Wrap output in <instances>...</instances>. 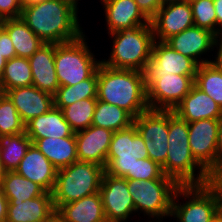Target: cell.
<instances>
[{
	"instance_id": "obj_1",
	"label": "cell",
	"mask_w": 222,
	"mask_h": 222,
	"mask_svg": "<svg viewBox=\"0 0 222 222\" xmlns=\"http://www.w3.org/2000/svg\"><path fill=\"white\" fill-rule=\"evenodd\" d=\"M78 9L67 0H44L23 7L21 18L44 43H67L84 34Z\"/></svg>"
},
{
	"instance_id": "obj_2",
	"label": "cell",
	"mask_w": 222,
	"mask_h": 222,
	"mask_svg": "<svg viewBox=\"0 0 222 222\" xmlns=\"http://www.w3.org/2000/svg\"><path fill=\"white\" fill-rule=\"evenodd\" d=\"M97 99L118 106L136 118L149 109L144 72L116 69L101 62L97 68Z\"/></svg>"
},
{
	"instance_id": "obj_3",
	"label": "cell",
	"mask_w": 222,
	"mask_h": 222,
	"mask_svg": "<svg viewBox=\"0 0 222 222\" xmlns=\"http://www.w3.org/2000/svg\"><path fill=\"white\" fill-rule=\"evenodd\" d=\"M168 144L166 162L161 166L165 176L179 186L203 185L214 180L191 153L188 122L172 110H168Z\"/></svg>"
},
{
	"instance_id": "obj_4",
	"label": "cell",
	"mask_w": 222,
	"mask_h": 222,
	"mask_svg": "<svg viewBox=\"0 0 222 222\" xmlns=\"http://www.w3.org/2000/svg\"><path fill=\"white\" fill-rule=\"evenodd\" d=\"M113 38L108 60L101 62L116 69L145 71L151 60L155 37L151 24L123 28L110 33Z\"/></svg>"
},
{
	"instance_id": "obj_5",
	"label": "cell",
	"mask_w": 222,
	"mask_h": 222,
	"mask_svg": "<svg viewBox=\"0 0 222 222\" xmlns=\"http://www.w3.org/2000/svg\"><path fill=\"white\" fill-rule=\"evenodd\" d=\"M180 197L188 201L179 203ZM219 201L220 179L203 185L179 186L173 197L170 217L178 222H219Z\"/></svg>"
},
{
	"instance_id": "obj_6",
	"label": "cell",
	"mask_w": 222,
	"mask_h": 222,
	"mask_svg": "<svg viewBox=\"0 0 222 222\" xmlns=\"http://www.w3.org/2000/svg\"><path fill=\"white\" fill-rule=\"evenodd\" d=\"M104 173V167L84 161L58 169L52 192L55 209L99 192Z\"/></svg>"
},
{
	"instance_id": "obj_7",
	"label": "cell",
	"mask_w": 222,
	"mask_h": 222,
	"mask_svg": "<svg viewBox=\"0 0 222 222\" xmlns=\"http://www.w3.org/2000/svg\"><path fill=\"white\" fill-rule=\"evenodd\" d=\"M85 34L77 40L55 44V70L60 86H72L89 78L101 63L89 49Z\"/></svg>"
},
{
	"instance_id": "obj_8",
	"label": "cell",
	"mask_w": 222,
	"mask_h": 222,
	"mask_svg": "<svg viewBox=\"0 0 222 222\" xmlns=\"http://www.w3.org/2000/svg\"><path fill=\"white\" fill-rule=\"evenodd\" d=\"M178 187L173 179L128 180L135 212L141 211L149 218H156V222H161L165 216L170 217L173 197Z\"/></svg>"
},
{
	"instance_id": "obj_9",
	"label": "cell",
	"mask_w": 222,
	"mask_h": 222,
	"mask_svg": "<svg viewBox=\"0 0 222 222\" xmlns=\"http://www.w3.org/2000/svg\"><path fill=\"white\" fill-rule=\"evenodd\" d=\"M149 158L142 136L135 124L113 132L106 157L105 173L133 180V166L138 159Z\"/></svg>"
},
{
	"instance_id": "obj_10",
	"label": "cell",
	"mask_w": 222,
	"mask_h": 222,
	"mask_svg": "<svg viewBox=\"0 0 222 222\" xmlns=\"http://www.w3.org/2000/svg\"><path fill=\"white\" fill-rule=\"evenodd\" d=\"M144 75L149 109L173 111L194 86V78L189 75Z\"/></svg>"
},
{
	"instance_id": "obj_11",
	"label": "cell",
	"mask_w": 222,
	"mask_h": 222,
	"mask_svg": "<svg viewBox=\"0 0 222 222\" xmlns=\"http://www.w3.org/2000/svg\"><path fill=\"white\" fill-rule=\"evenodd\" d=\"M137 131L146 145L149 158L162 166L168 150V110L148 109L134 118Z\"/></svg>"
},
{
	"instance_id": "obj_12",
	"label": "cell",
	"mask_w": 222,
	"mask_h": 222,
	"mask_svg": "<svg viewBox=\"0 0 222 222\" xmlns=\"http://www.w3.org/2000/svg\"><path fill=\"white\" fill-rule=\"evenodd\" d=\"M218 128V119H201L188 123L191 153L214 179H217Z\"/></svg>"
},
{
	"instance_id": "obj_13",
	"label": "cell",
	"mask_w": 222,
	"mask_h": 222,
	"mask_svg": "<svg viewBox=\"0 0 222 222\" xmlns=\"http://www.w3.org/2000/svg\"><path fill=\"white\" fill-rule=\"evenodd\" d=\"M99 192L107 222H127L135 213L127 179L104 173Z\"/></svg>"
},
{
	"instance_id": "obj_14",
	"label": "cell",
	"mask_w": 222,
	"mask_h": 222,
	"mask_svg": "<svg viewBox=\"0 0 222 222\" xmlns=\"http://www.w3.org/2000/svg\"><path fill=\"white\" fill-rule=\"evenodd\" d=\"M150 23L155 40L165 42L194 26L191 5L182 1L162 5Z\"/></svg>"
},
{
	"instance_id": "obj_15",
	"label": "cell",
	"mask_w": 222,
	"mask_h": 222,
	"mask_svg": "<svg viewBox=\"0 0 222 222\" xmlns=\"http://www.w3.org/2000/svg\"><path fill=\"white\" fill-rule=\"evenodd\" d=\"M199 64L188 56L172 49L165 42L155 40L151 60L144 74L189 75L195 79Z\"/></svg>"
},
{
	"instance_id": "obj_16",
	"label": "cell",
	"mask_w": 222,
	"mask_h": 222,
	"mask_svg": "<svg viewBox=\"0 0 222 222\" xmlns=\"http://www.w3.org/2000/svg\"><path fill=\"white\" fill-rule=\"evenodd\" d=\"M217 38L214 33L193 26L168 38L165 43L182 55L195 60L200 65L210 63V60L206 58L201 59V56L214 49Z\"/></svg>"
},
{
	"instance_id": "obj_17",
	"label": "cell",
	"mask_w": 222,
	"mask_h": 222,
	"mask_svg": "<svg viewBox=\"0 0 222 222\" xmlns=\"http://www.w3.org/2000/svg\"><path fill=\"white\" fill-rule=\"evenodd\" d=\"M113 131L91 125L75 133L78 161L106 166Z\"/></svg>"
},
{
	"instance_id": "obj_18",
	"label": "cell",
	"mask_w": 222,
	"mask_h": 222,
	"mask_svg": "<svg viewBox=\"0 0 222 222\" xmlns=\"http://www.w3.org/2000/svg\"><path fill=\"white\" fill-rule=\"evenodd\" d=\"M5 95L14 104L25 125L54 106V96L34 85L6 90Z\"/></svg>"
},
{
	"instance_id": "obj_19",
	"label": "cell",
	"mask_w": 222,
	"mask_h": 222,
	"mask_svg": "<svg viewBox=\"0 0 222 222\" xmlns=\"http://www.w3.org/2000/svg\"><path fill=\"white\" fill-rule=\"evenodd\" d=\"M58 169L32 143L15 172L53 192Z\"/></svg>"
},
{
	"instance_id": "obj_20",
	"label": "cell",
	"mask_w": 222,
	"mask_h": 222,
	"mask_svg": "<svg viewBox=\"0 0 222 222\" xmlns=\"http://www.w3.org/2000/svg\"><path fill=\"white\" fill-rule=\"evenodd\" d=\"M105 12L108 34L123 28L151 24L134 0H100Z\"/></svg>"
},
{
	"instance_id": "obj_21",
	"label": "cell",
	"mask_w": 222,
	"mask_h": 222,
	"mask_svg": "<svg viewBox=\"0 0 222 222\" xmlns=\"http://www.w3.org/2000/svg\"><path fill=\"white\" fill-rule=\"evenodd\" d=\"M55 43H44L28 58L33 84L41 91L55 95L59 85L54 63Z\"/></svg>"
},
{
	"instance_id": "obj_22",
	"label": "cell",
	"mask_w": 222,
	"mask_h": 222,
	"mask_svg": "<svg viewBox=\"0 0 222 222\" xmlns=\"http://www.w3.org/2000/svg\"><path fill=\"white\" fill-rule=\"evenodd\" d=\"M173 111L188 123L201 119H219L222 115V107L195 85Z\"/></svg>"
},
{
	"instance_id": "obj_23",
	"label": "cell",
	"mask_w": 222,
	"mask_h": 222,
	"mask_svg": "<svg viewBox=\"0 0 222 222\" xmlns=\"http://www.w3.org/2000/svg\"><path fill=\"white\" fill-rule=\"evenodd\" d=\"M56 209L53 204L52 193L26 201H8L6 222H43Z\"/></svg>"
},
{
	"instance_id": "obj_24",
	"label": "cell",
	"mask_w": 222,
	"mask_h": 222,
	"mask_svg": "<svg viewBox=\"0 0 222 222\" xmlns=\"http://www.w3.org/2000/svg\"><path fill=\"white\" fill-rule=\"evenodd\" d=\"M27 136L31 140L47 137L65 138L75 134L65 120L63 111L53 106L48 112L35 117L25 125Z\"/></svg>"
},
{
	"instance_id": "obj_25",
	"label": "cell",
	"mask_w": 222,
	"mask_h": 222,
	"mask_svg": "<svg viewBox=\"0 0 222 222\" xmlns=\"http://www.w3.org/2000/svg\"><path fill=\"white\" fill-rule=\"evenodd\" d=\"M56 212L64 222H107L100 192L65 203Z\"/></svg>"
},
{
	"instance_id": "obj_26",
	"label": "cell",
	"mask_w": 222,
	"mask_h": 222,
	"mask_svg": "<svg viewBox=\"0 0 222 222\" xmlns=\"http://www.w3.org/2000/svg\"><path fill=\"white\" fill-rule=\"evenodd\" d=\"M32 143L57 169L78 161L75 134L65 138L32 140Z\"/></svg>"
},
{
	"instance_id": "obj_27",
	"label": "cell",
	"mask_w": 222,
	"mask_h": 222,
	"mask_svg": "<svg viewBox=\"0 0 222 222\" xmlns=\"http://www.w3.org/2000/svg\"><path fill=\"white\" fill-rule=\"evenodd\" d=\"M4 29L12 40L16 57L30 58L44 44L21 17L6 19Z\"/></svg>"
},
{
	"instance_id": "obj_28",
	"label": "cell",
	"mask_w": 222,
	"mask_h": 222,
	"mask_svg": "<svg viewBox=\"0 0 222 222\" xmlns=\"http://www.w3.org/2000/svg\"><path fill=\"white\" fill-rule=\"evenodd\" d=\"M0 186L8 201H26L43 195L46 191L38 184L17 174L6 172Z\"/></svg>"
},
{
	"instance_id": "obj_29",
	"label": "cell",
	"mask_w": 222,
	"mask_h": 222,
	"mask_svg": "<svg viewBox=\"0 0 222 222\" xmlns=\"http://www.w3.org/2000/svg\"><path fill=\"white\" fill-rule=\"evenodd\" d=\"M134 124V117L126 110L97 99L92 125L113 132L128 128Z\"/></svg>"
},
{
	"instance_id": "obj_30",
	"label": "cell",
	"mask_w": 222,
	"mask_h": 222,
	"mask_svg": "<svg viewBox=\"0 0 222 222\" xmlns=\"http://www.w3.org/2000/svg\"><path fill=\"white\" fill-rule=\"evenodd\" d=\"M31 144L32 140L27 136L26 131L0 136V159L6 172L17 169Z\"/></svg>"
},
{
	"instance_id": "obj_31",
	"label": "cell",
	"mask_w": 222,
	"mask_h": 222,
	"mask_svg": "<svg viewBox=\"0 0 222 222\" xmlns=\"http://www.w3.org/2000/svg\"><path fill=\"white\" fill-rule=\"evenodd\" d=\"M89 98H97V70L75 85L59 86L54 95V106L62 110L76 101Z\"/></svg>"
},
{
	"instance_id": "obj_32",
	"label": "cell",
	"mask_w": 222,
	"mask_h": 222,
	"mask_svg": "<svg viewBox=\"0 0 222 222\" xmlns=\"http://www.w3.org/2000/svg\"><path fill=\"white\" fill-rule=\"evenodd\" d=\"M33 84L28 58L14 57L7 60L0 78V89L4 92L12 88L26 87Z\"/></svg>"
},
{
	"instance_id": "obj_33",
	"label": "cell",
	"mask_w": 222,
	"mask_h": 222,
	"mask_svg": "<svg viewBox=\"0 0 222 222\" xmlns=\"http://www.w3.org/2000/svg\"><path fill=\"white\" fill-rule=\"evenodd\" d=\"M97 98L76 101L62 109L65 120L76 133L92 125Z\"/></svg>"
},
{
	"instance_id": "obj_34",
	"label": "cell",
	"mask_w": 222,
	"mask_h": 222,
	"mask_svg": "<svg viewBox=\"0 0 222 222\" xmlns=\"http://www.w3.org/2000/svg\"><path fill=\"white\" fill-rule=\"evenodd\" d=\"M194 85L222 107V73L212 64L199 65Z\"/></svg>"
},
{
	"instance_id": "obj_35",
	"label": "cell",
	"mask_w": 222,
	"mask_h": 222,
	"mask_svg": "<svg viewBox=\"0 0 222 222\" xmlns=\"http://www.w3.org/2000/svg\"><path fill=\"white\" fill-rule=\"evenodd\" d=\"M25 132V124L10 99L5 95L0 100V136Z\"/></svg>"
},
{
	"instance_id": "obj_36",
	"label": "cell",
	"mask_w": 222,
	"mask_h": 222,
	"mask_svg": "<svg viewBox=\"0 0 222 222\" xmlns=\"http://www.w3.org/2000/svg\"><path fill=\"white\" fill-rule=\"evenodd\" d=\"M190 5L194 26L206 29L216 35V14L213 0H197Z\"/></svg>"
},
{
	"instance_id": "obj_37",
	"label": "cell",
	"mask_w": 222,
	"mask_h": 222,
	"mask_svg": "<svg viewBox=\"0 0 222 222\" xmlns=\"http://www.w3.org/2000/svg\"><path fill=\"white\" fill-rule=\"evenodd\" d=\"M134 180L172 179L164 175L162 167L150 158L138 159L133 166Z\"/></svg>"
},
{
	"instance_id": "obj_38",
	"label": "cell",
	"mask_w": 222,
	"mask_h": 222,
	"mask_svg": "<svg viewBox=\"0 0 222 222\" xmlns=\"http://www.w3.org/2000/svg\"><path fill=\"white\" fill-rule=\"evenodd\" d=\"M22 8L20 0H0V17L5 19L20 18Z\"/></svg>"
},
{
	"instance_id": "obj_39",
	"label": "cell",
	"mask_w": 222,
	"mask_h": 222,
	"mask_svg": "<svg viewBox=\"0 0 222 222\" xmlns=\"http://www.w3.org/2000/svg\"><path fill=\"white\" fill-rule=\"evenodd\" d=\"M0 53L6 60L16 57V51L12 44V40L5 29L0 33Z\"/></svg>"
},
{
	"instance_id": "obj_40",
	"label": "cell",
	"mask_w": 222,
	"mask_h": 222,
	"mask_svg": "<svg viewBox=\"0 0 222 222\" xmlns=\"http://www.w3.org/2000/svg\"><path fill=\"white\" fill-rule=\"evenodd\" d=\"M142 13L151 20L161 7L159 0H134Z\"/></svg>"
},
{
	"instance_id": "obj_41",
	"label": "cell",
	"mask_w": 222,
	"mask_h": 222,
	"mask_svg": "<svg viewBox=\"0 0 222 222\" xmlns=\"http://www.w3.org/2000/svg\"><path fill=\"white\" fill-rule=\"evenodd\" d=\"M219 128L217 135V179H222V115L218 119Z\"/></svg>"
},
{
	"instance_id": "obj_42",
	"label": "cell",
	"mask_w": 222,
	"mask_h": 222,
	"mask_svg": "<svg viewBox=\"0 0 222 222\" xmlns=\"http://www.w3.org/2000/svg\"><path fill=\"white\" fill-rule=\"evenodd\" d=\"M216 14V36H222V0H213Z\"/></svg>"
},
{
	"instance_id": "obj_43",
	"label": "cell",
	"mask_w": 222,
	"mask_h": 222,
	"mask_svg": "<svg viewBox=\"0 0 222 222\" xmlns=\"http://www.w3.org/2000/svg\"><path fill=\"white\" fill-rule=\"evenodd\" d=\"M219 47H218V46ZM214 47L217 48V54L214 60L210 59V64H212L217 70L222 73V36L216 39Z\"/></svg>"
},
{
	"instance_id": "obj_44",
	"label": "cell",
	"mask_w": 222,
	"mask_h": 222,
	"mask_svg": "<svg viewBox=\"0 0 222 222\" xmlns=\"http://www.w3.org/2000/svg\"><path fill=\"white\" fill-rule=\"evenodd\" d=\"M8 200L0 186V222H6Z\"/></svg>"
},
{
	"instance_id": "obj_45",
	"label": "cell",
	"mask_w": 222,
	"mask_h": 222,
	"mask_svg": "<svg viewBox=\"0 0 222 222\" xmlns=\"http://www.w3.org/2000/svg\"><path fill=\"white\" fill-rule=\"evenodd\" d=\"M43 222H64L63 218L57 213L54 212L48 219Z\"/></svg>"
},
{
	"instance_id": "obj_46",
	"label": "cell",
	"mask_w": 222,
	"mask_h": 222,
	"mask_svg": "<svg viewBox=\"0 0 222 222\" xmlns=\"http://www.w3.org/2000/svg\"><path fill=\"white\" fill-rule=\"evenodd\" d=\"M219 222H222V179H220Z\"/></svg>"
},
{
	"instance_id": "obj_47",
	"label": "cell",
	"mask_w": 222,
	"mask_h": 222,
	"mask_svg": "<svg viewBox=\"0 0 222 222\" xmlns=\"http://www.w3.org/2000/svg\"><path fill=\"white\" fill-rule=\"evenodd\" d=\"M6 62H7L6 58L2 56V54L0 53V78L3 75Z\"/></svg>"
},
{
	"instance_id": "obj_48",
	"label": "cell",
	"mask_w": 222,
	"mask_h": 222,
	"mask_svg": "<svg viewBox=\"0 0 222 222\" xmlns=\"http://www.w3.org/2000/svg\"><path fill=\"white\" fill-rule=\"evenodd\" d=\"M41 1H44V0H20V3L22 5V7H25V6H29L32 4H36Z\"/></svg>"
},
{
	"instance_id": "obj_49",
	"label": "cell",
	"mask_w": 222,
	"mask_h": 222,
	"mask_svg": "<svg viewBox=\"0 0 222 222\" xmlns=\"http://www.w3.org/2000/svg\"><path fill=\"white\" fill-rule=\"evenodd\" d=\"M162 5L170 4V3H175V2H181V0H159Z\"/></svg>"
},
{
	"instance_id": "obj_50",
	"label": "cell",
	"mask_w": 222,
	"mask_h": 222,
	"mask_svg": "<svg viewBox=\"0 0 222 222\" xmlns=\"http://www.w3.org/2000/svg\"><path fill=\"white\" fill-rule=\"evenodd\" d=\"M6 171L3 167V164L1 162V159H0V183H1V179L3 178V176L5 175Z\"/></svg>"
},
{
	"instance_id": "obj_51",
	"label": "cell",
	"mask_w": 222,
	"mask_h": 222,
	"mask_svg": "<svg viewBox=\"0 0 222 222\" xmlns=\"http://www.w3.org/2000/svg\"><path fill=\"white\" fill-rule=\"evenodd\" d=\"M6 19L3 17H0V33L3 31L4 29V25H5Z\"/></svg>"
},
{
	"instance_id": "obj_52",
	"label": "cell",
	"mask_w": 222,
	"mask_h": 222,
	"mask_svg": "<svg viewBox=\"0 0 222 222\" xmlns=\"http://www.w3.org/2000/svg\"><path fill=\"white\" fill-rule=\"evenodd\" d=\"M67 1H69V2H71L73 5H75L76 7H77V5H78V1L79 0H67Z\"/></svg>"
},
{
	"instance_id": "obj_53",
	"label": "cell",
	"mask_w": 222,
	"mask_h": 222,
	"mask_svg": "<svg viewBox=\"0 0 222 222\" xmlns=\"http://www.w3.org/2000/svg\"><path fill=\"white\" fill-rule=\"evenodd\" d=\"M182 2H186V3H188V4H191V3H193V2H195V1H197V0H181Z\"/></svg>"
},
{
	"instance_id": "obj_54",
	"label": "cell",
	"mask_w": 222,
	"mask_h": 222,
	"mask_svg": "<svg viewBox=\"0 0 222 222\" xmlns=\"http://www.w3.org/2000/svg\"><path fill=\"white\" fill-rule=\"evenodd\" d=\"M4 96H5V92H4L2 89H0V100H1Z\"/></svg>"
}]
</instances>
